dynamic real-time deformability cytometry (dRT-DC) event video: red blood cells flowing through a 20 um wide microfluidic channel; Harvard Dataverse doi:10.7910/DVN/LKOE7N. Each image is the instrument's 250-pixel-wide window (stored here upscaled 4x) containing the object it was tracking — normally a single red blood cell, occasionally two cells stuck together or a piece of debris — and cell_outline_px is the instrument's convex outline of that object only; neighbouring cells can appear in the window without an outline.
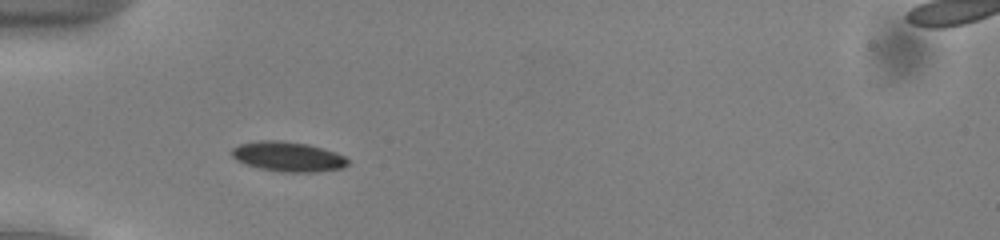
{"species": "common noctule bat (a hibernating species)", "species_latin": "Nyctalus noctula", "temperature_condition": "cold", "stored_images_in_passage": 48, "camera_frame_rate_fps": 3000, "um_per_image_px": 0.085, "animal": {"sex": "male", "body_mass_g": 13.0, "forearm_length_mm": 53.1}, "frame": {"image": 1, "passage_image": 12, "time_ms": 3.667, "image_size_px": [1000, 240], "cell_outline_px": [[348, 164], [340, 168], [316, 172], [280, 172], [260, 168], [236, 160], [232, 156], [232, 148], [240, 144], [260, 140], [284, 140], [308, 144], [336, 152], [344, 156], [348, 160]], "centroid_in_image_um": [24.48, 13.3], "position_along_channel_um": 60.5, "area_um2": 20.11}}
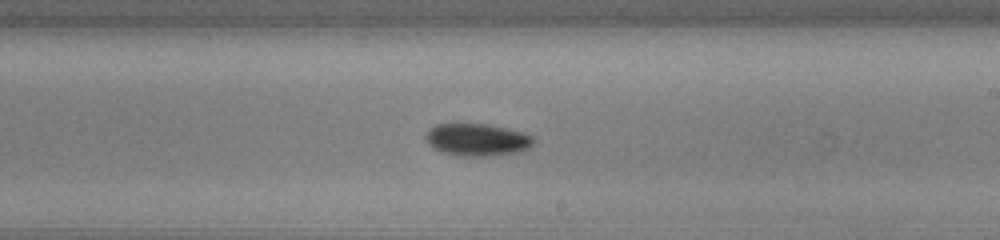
{"frame": {"image": 2, "passage_image": 27, "time_ms": 8.667, "image_size_px": [1000, 240], "cell_outline_px": [[536, 140], [528, 148], [520, 152], [496, 156], [456, 156], [440, 152], [432, 148], [428, 144], [424, 136], [436, 124], [488, 124], [508, 128], [524, 132], [532, 136]], "centroid_in_image_um": [40.58, 11.89], "position_along_channel_um": 248.4, "area_um2": 20.69}}
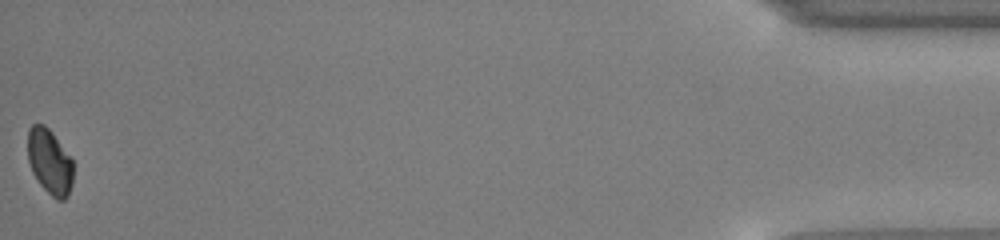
{"frame": {"image": 3, "passage_image": 48, "time_ms": 15.667, "image_size_px": [1000, 240], "cell_outline_px": [[72, 184], [68, 196], [64, 200], [56, 200], [40, 184], [32, 172], [28, 160], [28, 128], [32, 124], [44, 124], [52, 132], [72, 160]], "centroid_in_image_um": [4.21, 13.75], "position_along_channel_um": 431.0, "area_um2": 17.17}, "authors_computed_cell_mechanics": {"area_um2": 18.6983, "velocity_mm_per_s": 3.897, "shape_relaxation_time_tau1_ms": 1.5341, "shape_relaxation_time_tau2_ms": null, "deformation_change_tau1": 0.065, "deformation_change_tau2": null}}